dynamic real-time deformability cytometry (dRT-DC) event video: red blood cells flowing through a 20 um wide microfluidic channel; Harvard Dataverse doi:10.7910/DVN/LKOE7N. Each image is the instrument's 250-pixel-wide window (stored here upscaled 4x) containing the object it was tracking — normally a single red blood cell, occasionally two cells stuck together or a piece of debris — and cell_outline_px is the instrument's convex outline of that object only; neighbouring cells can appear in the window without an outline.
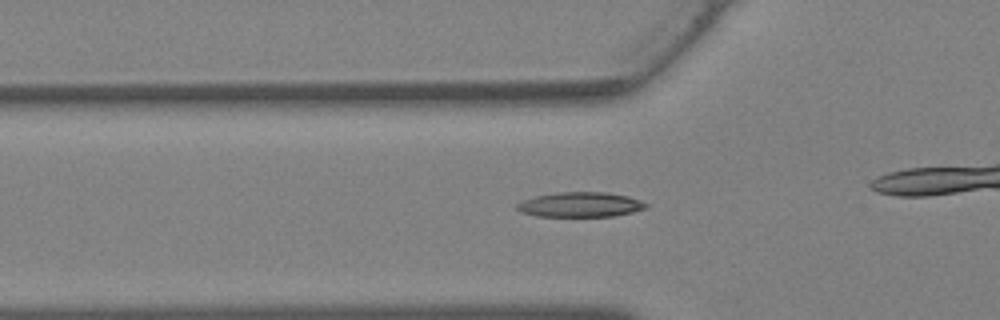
{"species": "Egyptian fruit bat (a non-hibernating species)", "species_latin": "Rousettus aegyptiacus", "temperature_condition": "warm", "stored_images_in_passage": 31, "camera_frame_rate_fps": 3000, "um_per_image_px": 0.085, "animal": {"sex": "female"}, "frame": {"image": 1, "passage_image": 13, "time_ms": 4.0, "image_size_px": [1000, 320], "cell_outline_px": [[648, 208], [632, 212], [612, 216], [536, 216], [520, 212], [516, 208], [516, 204], [524, 200], [536, 196], [560, 192], [604, 192], [628, 196], [640, 200], [648, 204]], "centroid_in_image_um": [49.34, 17.39], "position_along_channel_um": 76.5, "area_um2": 18.61}}
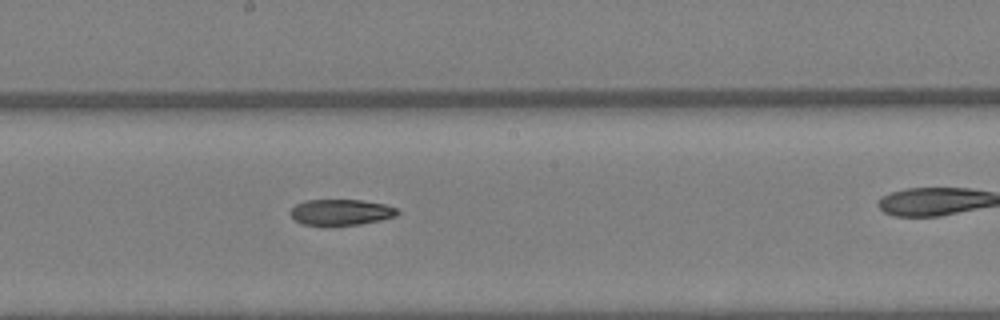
{"frame": {"image": 2, "passage_image": 21, "time_ms": 6.667, "image_size_px": [1000, 320], "cell_outline_px": [[400, 212], [396, 216], [380, 220], [360, 224], [304, 224], [296, 220], [288, 212], [296, 204], [304, 200], [364, 200], [388, 204], [400, 208]], "centroid_in_image_um": [29.06, 18.0], "position_along_channel_um": 219.1, "area_um2": 16.13}}
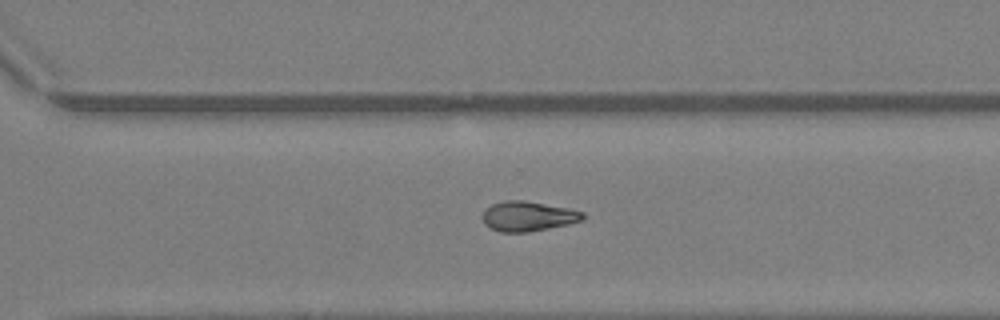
{"frame": {"image": 3, "passage_image": 27, "time_ms": 8.667, "image_size_px": [1000, 320], "cell_outline_px": [[584, 216], [580, 220], [568, 224], [528, 232], [500, 232], [484, 224], [484, 212], [492, 204], [504, 200], [524, 200], [572, 208], [584, 212]], "centroid_in_image_um": [44.91, 18.37], "position_along_channel_um": 325.7, "area_um2": 17.34}}